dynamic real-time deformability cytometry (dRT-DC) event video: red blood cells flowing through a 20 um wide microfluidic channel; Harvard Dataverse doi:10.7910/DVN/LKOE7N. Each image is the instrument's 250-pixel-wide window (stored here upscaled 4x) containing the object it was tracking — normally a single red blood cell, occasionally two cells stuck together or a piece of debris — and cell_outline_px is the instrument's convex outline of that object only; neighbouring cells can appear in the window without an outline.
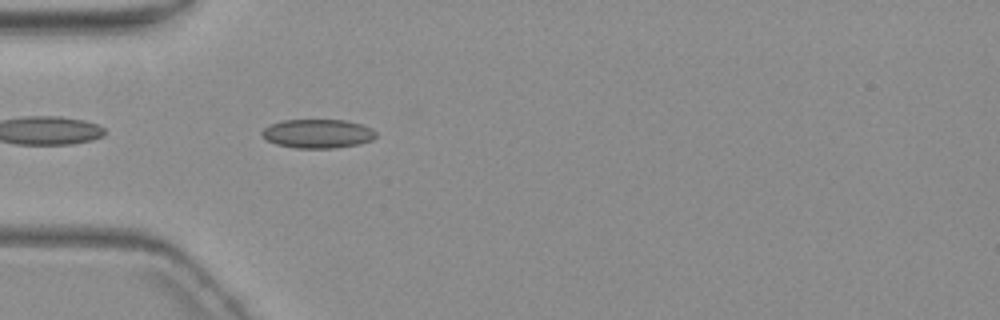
{"species": "common noctule bat (a hibernating species)", "species_latin": "Nyctalus noctula", "temperature_condition": "warm", "stored_images_in_passage": 5, "camera_frame_rate_fps": 3000, "um_per_image_px": 0.085, "animal": {"sex": "female", "body_mass_g": 19.3, "forearm_length_mm": 54.1}, "frame": {"image": 1, "passage_image": 5, "time_ms": 5.0, "image_size_px": [1000, 320], "cell_outline_px": [[376, 136], [372, 140], [356, 144], [336, 148], [296, 148], [276, 144], [260, 136], [260, 132], [264, 128], [272, 124], [284, 120], [344, 120], [360, 124], [372, 128], [376, 132]], "centroid_in_image_um": [26.99, 11.36], "position_along_channel_um": 58.0, "area_um2": 19.13}}